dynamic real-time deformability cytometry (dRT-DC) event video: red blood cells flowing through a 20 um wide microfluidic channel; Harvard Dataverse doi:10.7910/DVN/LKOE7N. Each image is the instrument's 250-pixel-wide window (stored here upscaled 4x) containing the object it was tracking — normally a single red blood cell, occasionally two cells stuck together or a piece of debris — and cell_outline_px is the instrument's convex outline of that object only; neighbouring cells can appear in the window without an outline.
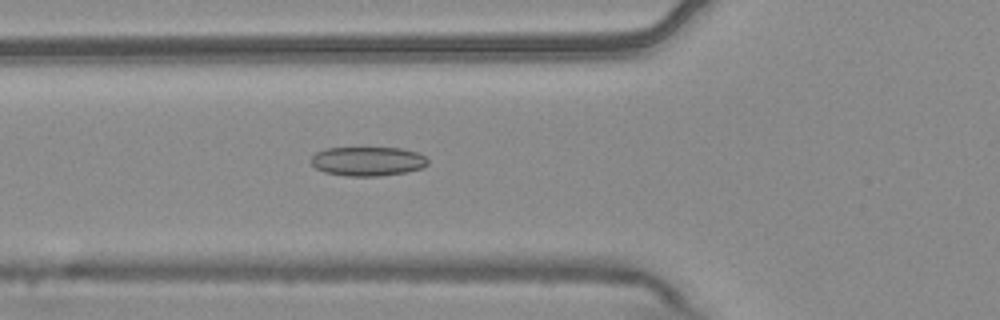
{"species": "common noctule bat (a hibernating species)", "species_latin": "Nyctalus noctula", "temperature_condition": "warm", "stored_images_in_passage": 6, "camera_frame_rate_fps": 3000, "um_per_image_px": 0.085, "animal": {"sex": "male", "body_mass_g": 20.4}, "frame": {"image": 1, "passage_image": 6, "time_ms": 1.667, "image_size_px": [1000, 320], "cell_outline_px": [[428, 164], [424, 168], [404, 172], [380, 176], [348, 176], [324, 172], [316, 168], [312, 164], [312, 156], [316, 152], [328, 148], [400, 148], [416, 152], [424, 156], [428, 160]], "centroid_in_image_um": [31.27, 13.71], "position_along_channel_um": 94.5, "area_um2": 19.77}}